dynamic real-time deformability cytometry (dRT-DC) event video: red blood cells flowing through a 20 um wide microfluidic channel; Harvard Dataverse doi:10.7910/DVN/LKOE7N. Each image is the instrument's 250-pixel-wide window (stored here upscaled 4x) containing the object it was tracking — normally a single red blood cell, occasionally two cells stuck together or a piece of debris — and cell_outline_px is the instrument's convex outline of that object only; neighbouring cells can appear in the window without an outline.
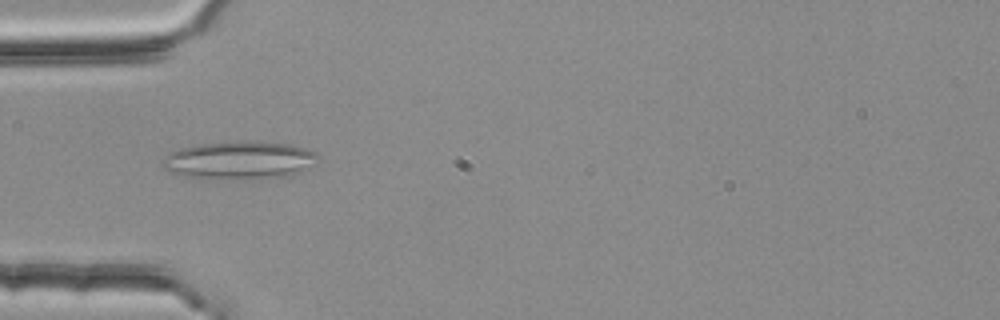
{"species": "common noctule bat (a hibernating species)", "species_latin": "Nyctalus noctula", "temperature_condition": "room temperature", "stored_images_in_passage": 4, "camera_frame_rate_fps": 3000, "um_per_image_px": 0.085, "animal": {"sex": "female", "body_mass_g": 25.1}, "frame": {"image": 1, "passage_image": 4, "time_ms": 1.0, "image_size_px": [1000, 320], "cell_outline_px": [[320, 160], [296, 172], [280, 176], [184, 176], [172, 172], [164, 168], [160, 164], [168, 152], [180, 148], [200, 144], [292, 144], [316, 152], [320, 156]], "centroid_in_image_um": [20.31, 13.6], "position_along_channel_um": 64.7, "area_um2": 31.62}}